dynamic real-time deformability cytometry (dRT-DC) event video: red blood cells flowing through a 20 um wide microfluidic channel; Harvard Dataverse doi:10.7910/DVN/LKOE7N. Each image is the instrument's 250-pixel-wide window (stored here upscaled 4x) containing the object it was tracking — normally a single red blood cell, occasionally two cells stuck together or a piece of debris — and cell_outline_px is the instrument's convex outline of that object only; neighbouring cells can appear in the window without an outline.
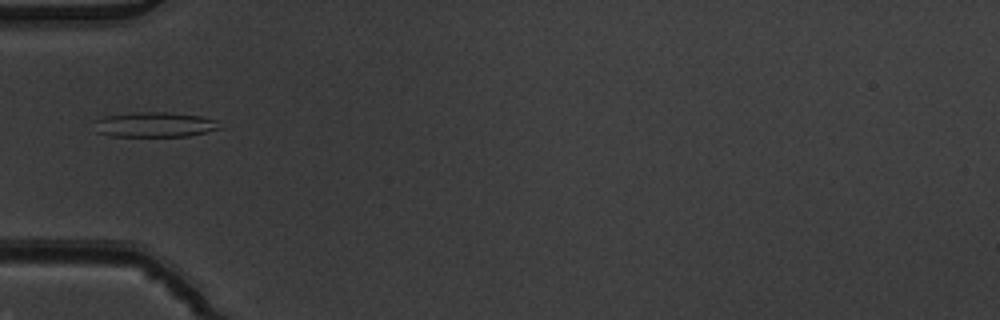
{"species": "common noctule bat (a hibernating species)", "species_latin": "Nyctalus noctula", "temperature_condition": "warm", "stored_images_in_passage": 6, "camera_frame_rate_fps": 3000, "um_per_image_px": 0.085, "animal": {"sex": "male", "body_mass_g": 19.5, "forearm_length_mm": 54.6}, "frame": {"image": 1, "passage_image": 5, "time_ms": 1.333, "image_size_px": [1000, 320], "cell_outline_px": [[224, 128], [188, 136], [112, 136], [96, 132], [92, 120], [104, 116], [136, 112], [168, 112], [200, 116], [216, 120]], "centroid_in_image_um": [13.13, 10.59], "position_along_channel_um": 71.9, "area_um2": 18.5}}